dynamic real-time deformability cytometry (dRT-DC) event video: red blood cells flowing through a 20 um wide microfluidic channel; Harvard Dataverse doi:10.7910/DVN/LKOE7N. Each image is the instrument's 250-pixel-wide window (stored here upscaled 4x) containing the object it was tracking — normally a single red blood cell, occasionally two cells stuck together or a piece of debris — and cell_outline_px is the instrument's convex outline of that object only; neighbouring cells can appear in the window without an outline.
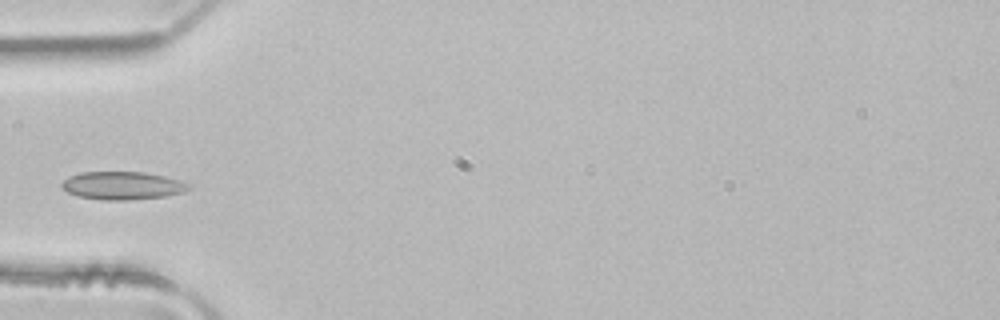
{"species": "common noctule bat (a hibernating species)", "species_latin": "Nyctalus noctula", "temperature_condition": "room temperature", "stored_images_in_passage": 5, "camera_frame_rate_fps": 3000, "um_per_image_px": 0.085, "animal": {"sex": "male", "body_mass_g": 21.5, "forearm_length_mm": 52.0}, "frame": {"image": 1, "passage_image": 5, "time_ms": 1.333, "image_size_px": [1000, 320], "cell_outline_px": [[192, 188], [184, 192], [164, 196], [128, 200], [104, 200], [76, 196], [68, 192], [60, 184], [64, 180], [80, 172], [144, 172], [164, 176], [188, 184]], "centroid_in_image_um": [10.39, 15.78], "position_along_channel_um": 74.6, "area_um2": 20.46}}